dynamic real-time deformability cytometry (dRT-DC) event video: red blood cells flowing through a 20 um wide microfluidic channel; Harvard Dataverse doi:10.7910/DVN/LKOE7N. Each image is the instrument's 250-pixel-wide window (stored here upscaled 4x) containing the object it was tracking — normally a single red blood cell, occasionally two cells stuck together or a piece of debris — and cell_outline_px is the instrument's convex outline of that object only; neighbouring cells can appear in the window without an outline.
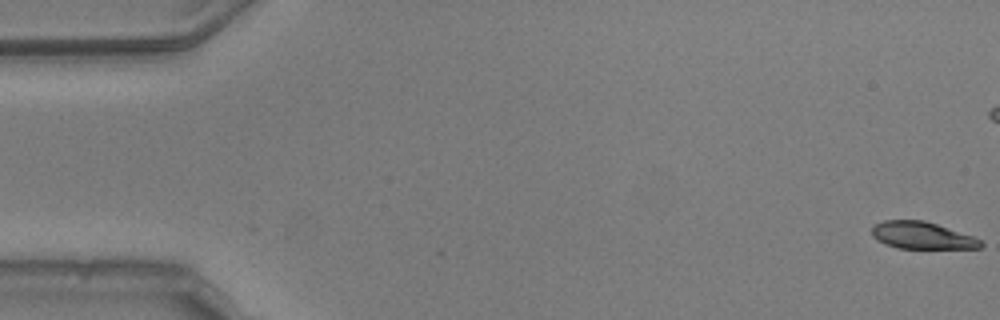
{"species": "common noctule bat (a hibernating species)", "species_latin": "Nyctalus noctula", "temperature_condition": "warm", "stored_images_in_passage": 55, "camera_frame_rate_fps": 3000, "um_per_image_px": 0.085, "animal": {"sex": "male", "body_mass_g": 20.5, "forearm_length_mm": 52.5}, "frame": {"image": 1, "passage_image": 1, "time_ms": 0.0, "image_size_px": [1000, 320], "cell_outline_px": [[984, 244], [980, 248], [896, 248], [884, 244], [876, 240], [872, 236], [872, 224], [884, 220], [924, 220], [972, 236], [980, 240]], "centroid_in_image_um": [78.3, 20.01], "position_along_channel_um": 6.7, "area_um2": 17.17}}
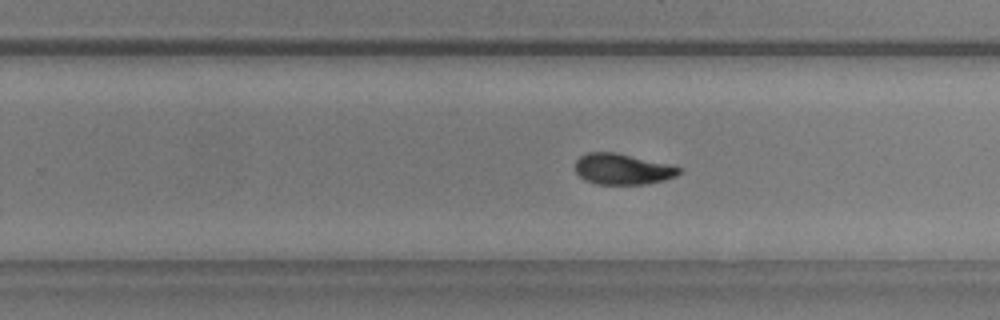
{"frame": {"image": 2, "passage_image": 34, "time_ms": 11.0, "image_size_px": [1000, 320], "cell_outline_px": [[680, 172], [676, 176], [664, 180], [644, 184], [596, 184], [584, 180], [576, 172], [576, 160], [580, 156], [588, 152], [616, 152], [680, 168]], "centroid_in_image_um": [52.85, 14.38], "position_along_channel_um": 277.0, "area_um2": 18.32}}
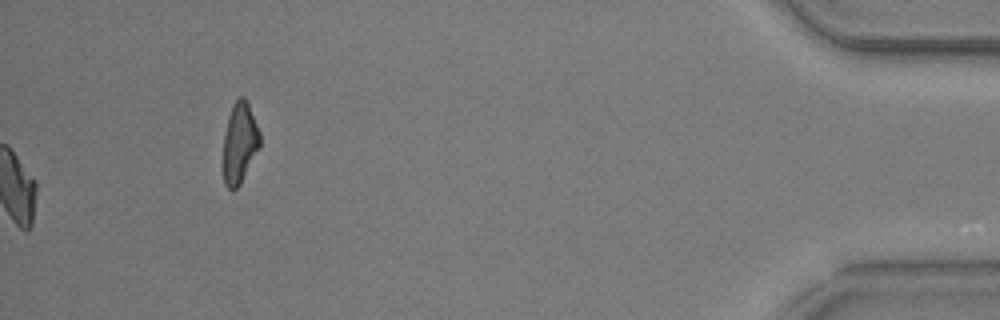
{"frame": {"image": 3, "passage_image": 55, "time_ms": 18.0, "image_size_px": [1000, 320], "cell_outline_px": [[260, 148], [240, 184], [236, 188], [228, 188], [224, 184], [220, 164], [224, 136], [228, 116], [232, 104], [240, 96], [244, 96], [248, 104], [260, 132]], "centroid_in_image_um": [20.32, 12.19], "position_along_channel_um": 414.9, "area_um2": 17.8}, "authors_computed_cell_mechanics": {"area_um2": 19.0162, "velocity_mm_per_s": 3.7738, "shape_relaxation_time_tau1_ms": 4.0535, "shape_relaxation_time_tau2_ms": 4.9953, "deformation_change_tau1": 0.1373, "deformation_change_tau2": 0.0936}}